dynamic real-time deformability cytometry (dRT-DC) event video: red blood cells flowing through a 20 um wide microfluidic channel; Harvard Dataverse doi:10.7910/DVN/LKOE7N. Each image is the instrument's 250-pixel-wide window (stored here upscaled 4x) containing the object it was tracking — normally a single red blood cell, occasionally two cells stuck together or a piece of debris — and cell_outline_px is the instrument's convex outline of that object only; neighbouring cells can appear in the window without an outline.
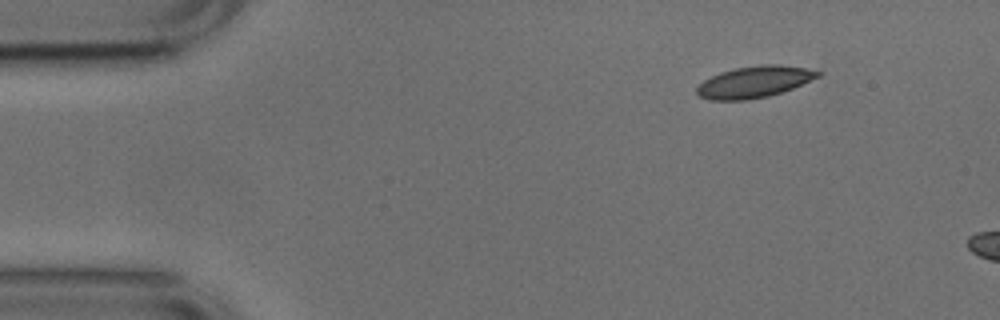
{"species": "common noctule bat (a hibernating species)", "species_latin": "Nyctalus noctula", "temperature_condition": "cold", "stored_images_in_passage": 6, "camera_frame_rate_fps": 3000, "um_per_image_px": 0.085, "animal": {"sex": "male", "body_mass_g": 17.9, "forearm_length_mm": 54.2}, "frame": {"image": 1, "passage_image": 1, "time_ms": 0.0, "image_size_px": [1000, 320], "cell_outline_px": [[820, 76], [792, 88], [768, 96], [744, 100], [712, 100], [700, 96], [696, 92], [696, 88], [704, 80], [720, 72], [736, 68], [764, 64], [776, 64], [804, 68], [820, 72]], "centroid_in_image_um": [64.08, 6.96], "position_along_channel_um": 20.9, "area_um2": 21.79}}